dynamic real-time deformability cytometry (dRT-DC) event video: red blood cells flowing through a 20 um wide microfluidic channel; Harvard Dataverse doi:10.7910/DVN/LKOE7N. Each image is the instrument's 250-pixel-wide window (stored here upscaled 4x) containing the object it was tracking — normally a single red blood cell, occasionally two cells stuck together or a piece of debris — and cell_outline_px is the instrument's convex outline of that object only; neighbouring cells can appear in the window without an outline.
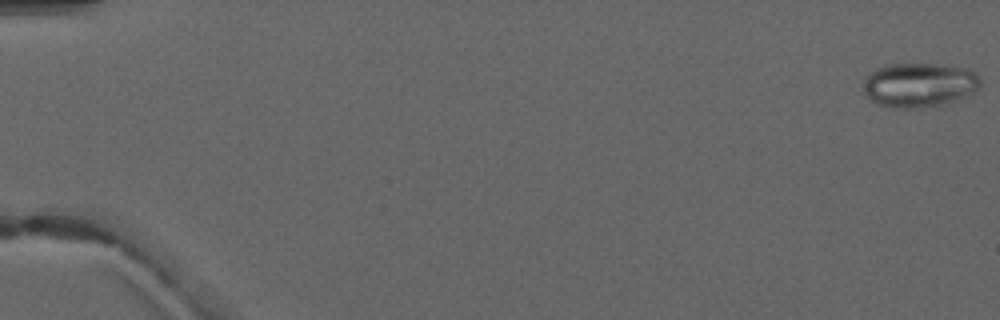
{"species": "common noctule bat (a hibernating species)", "species_latin": "Nyctalus noctula", "temperature_condition": "warm", "stored_images_in_passage": 4, "camera_frame_rate_fps": 3000, "um_per_image_px": 0.085, "animal": {"sex": "male", "forearm_length_mm": 52.5}, "frame": {"image": 1, "passage_image": 1, "time_ms": 0.0, "image_size_px": [1000, 320], "cell_outline_px": [[980, 84], [976, 92], [968, 96], [948, 104], [920, 108], [892, 108], [876, 104], [864, 92], [864, 76], [868, 72], [884, 64], [936, 64], [968, 68], [980, 76]], "centroid_in_image_um": [78.14, 7.22], "position_along_channel_um": 6.9, "area_um2": 30.92}}